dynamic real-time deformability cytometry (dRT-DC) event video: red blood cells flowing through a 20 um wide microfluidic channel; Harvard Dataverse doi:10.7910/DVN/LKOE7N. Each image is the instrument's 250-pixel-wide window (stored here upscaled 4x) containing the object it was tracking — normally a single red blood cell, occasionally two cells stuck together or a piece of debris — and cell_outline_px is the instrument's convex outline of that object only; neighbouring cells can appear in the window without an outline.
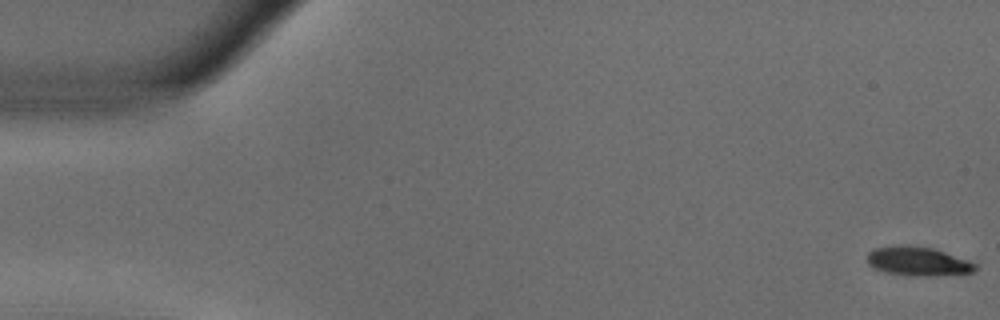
{"species": "common noctule bat (a hibernating species)", "species_latin": "Nyctalus noctula", "temperature_condition": "warm", "stored_images_in_passage": 56, "camera_frame_rate_fps": 3000, "um_per_image_px": 0.085, "animal": {"sex": "male", "body_mass_g": 18.8}, "frame": {"image": 1, "passage_image": 1, "time_ms": 0.0, "image_size_px": [1000, 320], "cell_outline_px": [[976, 268], [972, 272], [928, 276], [908, 276], [888, 272], [876, 268], [868, 264], [868, 252], [872, 248], [900, 244], [908, 244], [932, 248], [968, 260], [976, 264]], "centroid_in_image_um": [77.98, 22.19], "position_along_channel_um": 7.0, "area_um2": 18.21}}
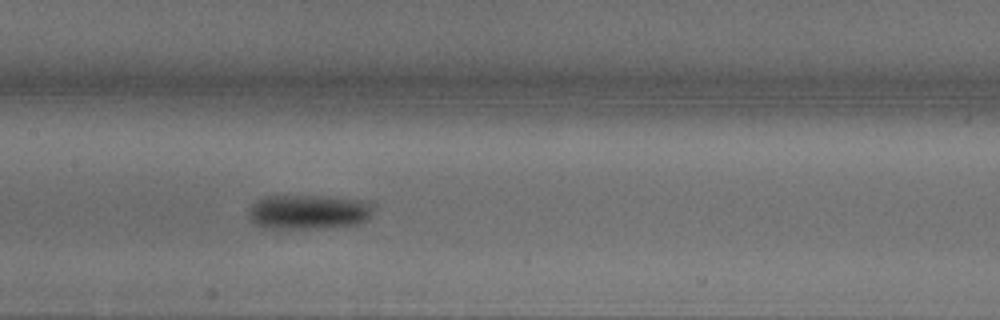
{"frame": {"image": 2, "passage_image": 27, "time_ms": 8.667, "image_size_px": [1000, 320], "cell_outline_px": [[376, 204], [368, 220], [356, 224], [316, 228], [260, 228], [252, 224], [248, 220], [248, 208], [256, 200], [264, 196], [336, 196], [372, 200]], "centroid_in_image_um": [26.24, 17.99], "position_along_channel_um": 181.2, "area_um2": 26.01}}
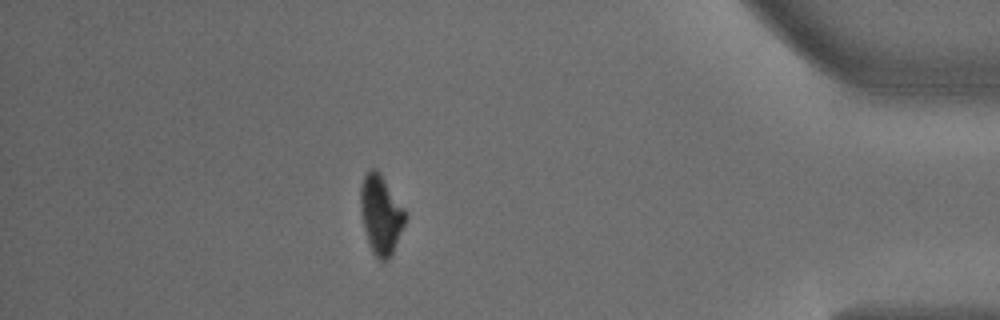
{"frame": {"image": 3, "passage_image": 49, "time_ms": 16.0, "image_size_px": [1000, 320], "cell_outline_px": [[408, 216], [392, 256], [388, 260], [380, 260], [372, 252], [368, 244], [364, 228], [360, 208], [360, 184], [368, 168], [376, 168], [380, 172], [404, 208]], "centroid_in_image_um": [32.38, 18.23], "position_along_channel_um": 402.8, "area_um2": 20.98}, "authors_computed_cell_mechanics": {"area_um2": 21.964, "velocity_mm_per_s": 3.6178, "shape_relaxation_time_tau1_ms": 2.9909, "shape_relaxation_time_tau2_ms": null, "deformation_change_tau1": 0.1423, "deformation_change_tau2": null}}